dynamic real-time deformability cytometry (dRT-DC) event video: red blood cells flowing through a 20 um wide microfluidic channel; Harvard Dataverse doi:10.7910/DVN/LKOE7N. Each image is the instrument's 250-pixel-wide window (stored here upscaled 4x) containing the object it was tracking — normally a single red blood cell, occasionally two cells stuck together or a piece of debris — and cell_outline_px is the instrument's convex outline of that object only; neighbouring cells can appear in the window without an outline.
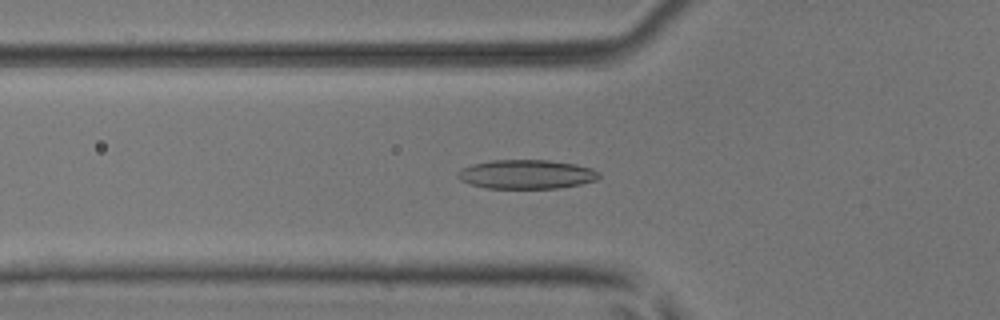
{"species": "common noctule bat (a hibernating species)", "species_latin": "Nyctalus noctula", "temperature_condition": "room temperature", "stored_images_in_passage": 49, "camera_frame_rate_fps": 3000, "um_per_image_px": 0.085, "animal": {"sex": "male", "body_mass_g": 17.9, "forearm_length_mm": 54.2}, "frame": {"image": 1, "passage_image": 18, "time_ms": 5.667, "image_size_px": [1000, 320], "cell_outline_px": [[600, 176], [596, 180], [580, 184], [560, 188], [484, 188], [460, 180], [456, 176], [456, 172], [460, 168], [472, 164], [492, 160], [548, 160], [576, 164], [592, 168], [600, 172]], "centroid_in_image_um": [44.73, 14.81], "position_along_channel_um": 81.1, "area_um2": 24.1}}
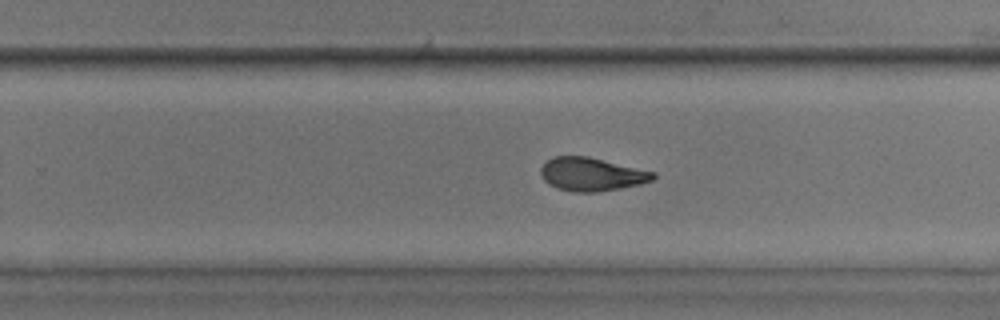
{"frame": {"image": 2, "passage_image": 33, "time_ms": 10.667, "image_size_px": [1000, 320], "cell_outline_px": [[656, 176], [652, 180], [640, 184], [620, 188], [596, 192], [572, 192], [556, 188], [548, 184], [544, 180], [540, 172], [540, 168], [552, 156], [588, 156], [656, 172]], "centroid_in_image_um": [50.27, 14.81], "position_along_channel_um": 279.5, "area_um2": 21.91}}
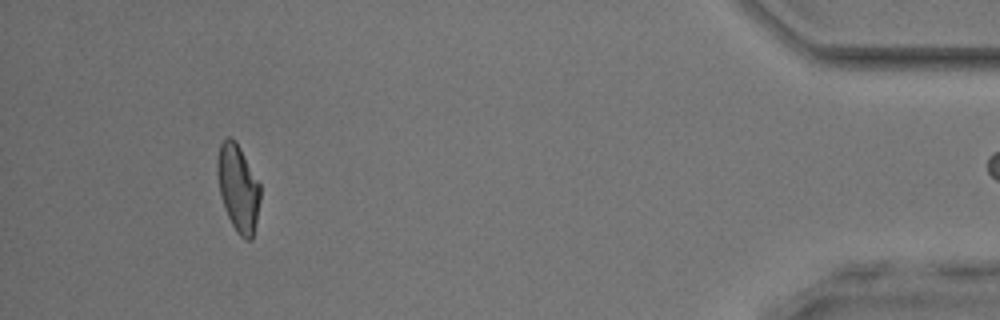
{"frame": {"image": 3, "passage_image": 48, "time_ms": 15.667, "image_size_px": [1000, 320], "cell_outline_px": [[260, 200], [252, 240], [244, 240], [236, 232], [228, 216], [220, 196], [216, 172], [216, 160], [220, 144], [228, 136], [232, 136], [236, 140], [260, 184]], "centroid_in_image_um": [20.22, 15.96], "position_along_channel_um": 415.0, "area_um2": 21.91}}